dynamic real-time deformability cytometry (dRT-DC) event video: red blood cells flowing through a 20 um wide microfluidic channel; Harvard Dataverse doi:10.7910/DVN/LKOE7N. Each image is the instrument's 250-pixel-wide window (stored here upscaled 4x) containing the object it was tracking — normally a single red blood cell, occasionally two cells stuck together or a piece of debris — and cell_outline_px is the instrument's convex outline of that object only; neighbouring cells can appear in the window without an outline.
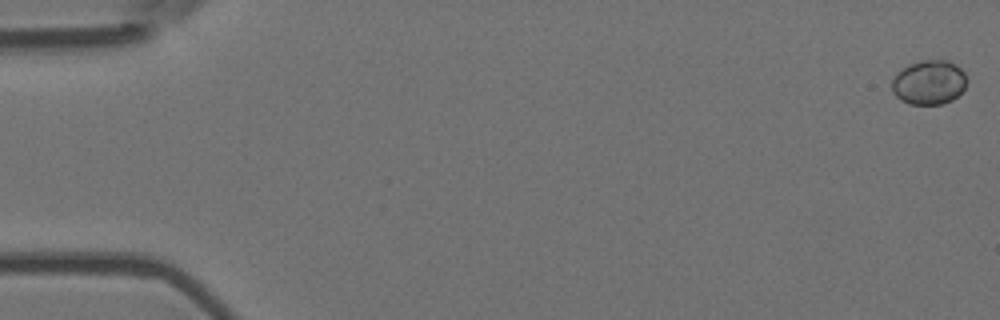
{"species": "Egyptian fruit bat (a non-hibernating species)", "species_latin": "Rousettus aegyptiacus", "temperature_condition": "room temperature", "stored_images_in_passage": 5, "camera_frame_rate_fps": 3000, "um_per_image_px": 0.085, "animal": {"sex": "female"}, "frame": {"image": 1, "passage_image": 1, "time_ms": 0.0, "image_size_px": [1000, 320], "cell_outline_px": [[968, 80], [964, 88], [952, 100], [940, 104], [912, 104], [900, 100], [892, 92], [892, 80], [896, 72], [908, 64], [920, 60], [948, 60], [956, 64], [964, 72]], "centroid_in_image_um": [78.95, 6.98], "position_along_channel_um": 6.0, "area_um2": 19.54}}
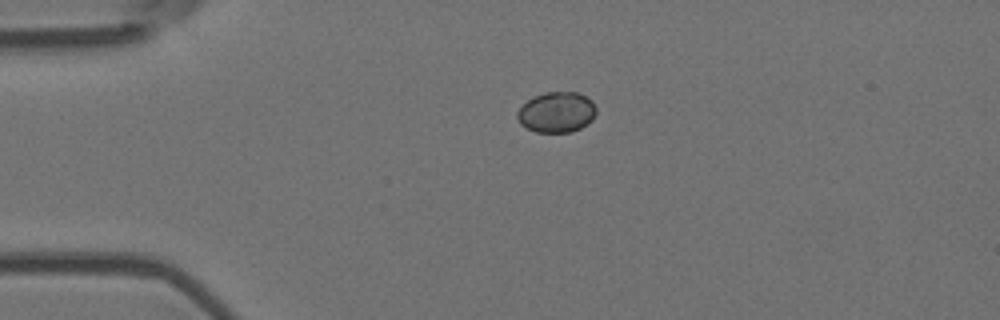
{"frame": {"image": 2, "passage_image": 4, "time_ms": 1.0, "image_size_px": [1000, 320], "cell_outline_px": [[596, 112], [592, 120], [588, 124], [572, 132], [536, 132], [520, 124], [516, 116], [516, 112], [532, 96], [544, 92], [576, 92], [592, 100], [596, 108]], "centroid_in_image_um": [47.31, 9.54], "position_along_channel_um": 37.7, "area_um2": 18.73}}